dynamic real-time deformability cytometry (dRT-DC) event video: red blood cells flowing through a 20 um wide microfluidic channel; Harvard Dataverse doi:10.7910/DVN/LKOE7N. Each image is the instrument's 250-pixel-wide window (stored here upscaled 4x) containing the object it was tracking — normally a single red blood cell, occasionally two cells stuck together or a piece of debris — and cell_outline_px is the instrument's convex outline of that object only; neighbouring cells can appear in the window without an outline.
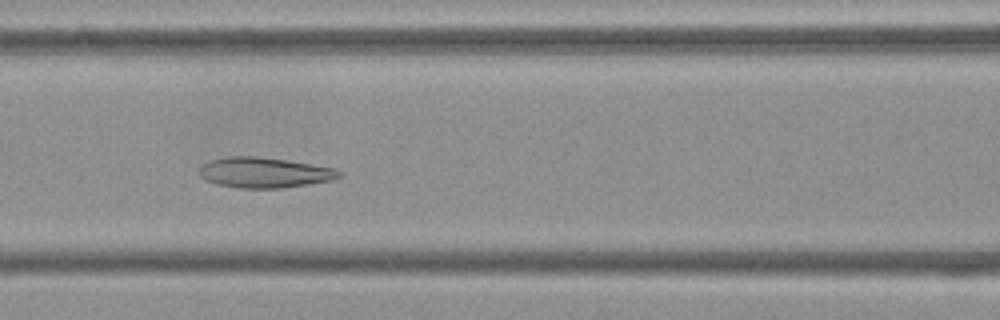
{"species": "Egyptian fruit bat (a non-hibernating species)", "species_latin": "Rousettus aegyptiacus", "temperature_condition": "cold", "stored_images_in_passage": 55, "camera_frame_rate_fps": 3000, "um_per_image_px": 0.085, "frame": {"image": 1, "passage_image": 24, "time_ms": 7.667, "image_size_px": [1000, 320], "cell_outline_px": [[344, 176], [332, 180], [308, 184], [280, 188], [240, 188], [216, 184], [204, 180], [200, 176], [200, 168], [204, 164], [212, 160], [232, 156], [256, 156], [284, 160], [336, 168], [344, 172]], "centroid_in_image_um": [22.52, 14.68], "position_along_channel_um": 144.1, "area_um2": 24.68}}
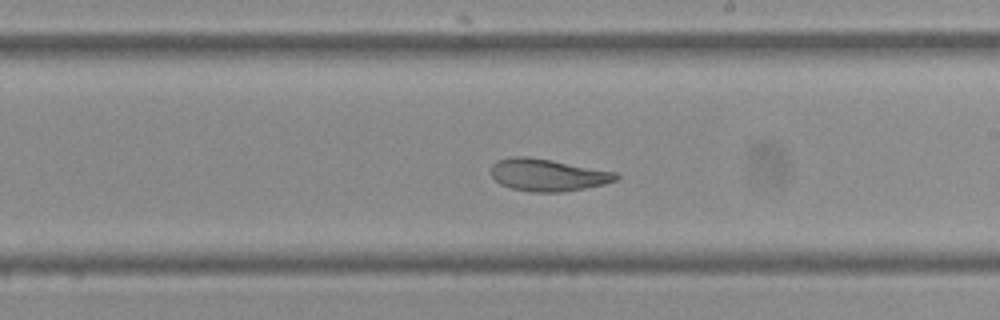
{"frame": {"image": 2, "passage_image": 32, "time_ms": 10.333, "image_size_px": [1000, 320], "cell_outline_px": [[620, 176], [616, 180], [604, 184], [584, 188], [560, 192], [532, 192], [512, 188], [500, 184], [492, 176], [492, 164], [496, 160], [508, 156], [528, 156], [552, 160], [616, 172]], "centroid_in_image_um": [46.53, 14.86], "position_along_channel_um": 242.5, "area_um2": 23.47}}
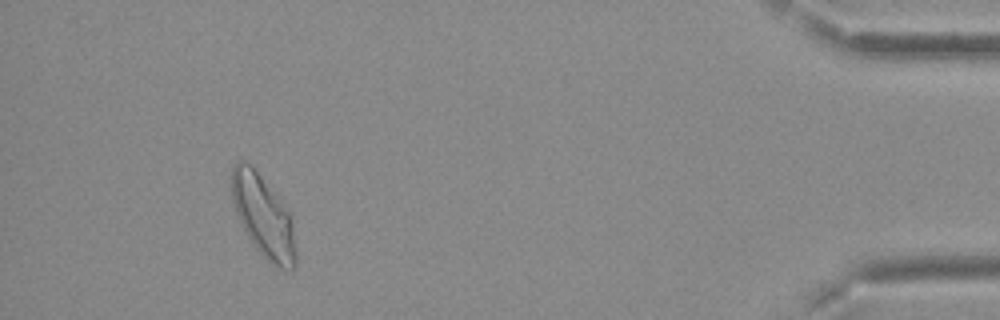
{"frame": {"image": 3, "passage_image": 51, "time_ms": 16.667, "image_size_px": [1000, 320], "cell_outline_px": [[296, 264], [292, 268], [280, 268], [272, 264], [256, 248], [240, 224], [232, 200], [232, 168], [240, 160], [248, 164], [260, 176], [276, 196], [288, 212], [292, 224], [296, 252]], "centroid_in_image_um": [22.36, 18.43], "position_along_channel_um": 412.8, "area_um2": 29.48}, "authors_computed_cell_mechanics": {"area_um2": 28.033, "velocity_mm_per_s": 3.6939, "shape_relaxation_time_tau1_ms": null, "shape_relaxation_time_tau2_ms": 1.6472, "deformation_change_tau1": null, "deformation_change_tau2": 0.0659}}